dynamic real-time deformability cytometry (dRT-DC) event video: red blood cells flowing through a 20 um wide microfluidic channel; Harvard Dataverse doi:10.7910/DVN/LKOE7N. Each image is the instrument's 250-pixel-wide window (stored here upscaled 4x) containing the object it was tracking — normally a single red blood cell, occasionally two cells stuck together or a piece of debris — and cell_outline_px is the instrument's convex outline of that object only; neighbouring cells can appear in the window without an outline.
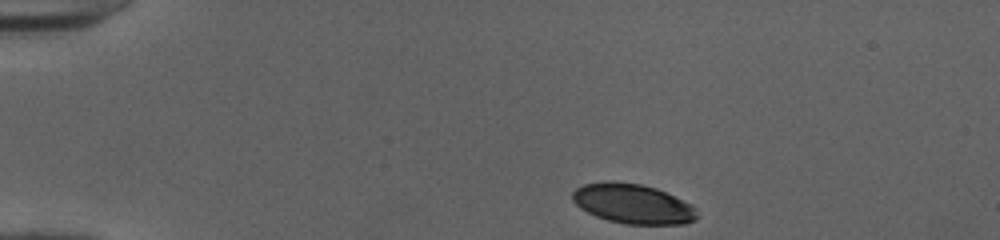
{"species": "human", "species_latin": "Homo sapiens", "temperature_condition": "cold", "stored_images_in_passage": 37, "camera_frame_rate_fps": 3000, "um_per_image_px": 0.085, "donor": {"sex": "female"}, "frame": {"image": 1, "passage_image": 1, "time_ms": 0.0, "image_size_px": [1000, 240], "cell_outline_px": [[700, 216], [696, 220], [684, 224], [624, 224], [608, 220], [596, 216], [580, 208], [572, 200], [572, 192], [576, 188], [584, 184], [608, 180], [612, 180], [640, 184], [656, 188], [692, 204], [696, 208]], "centroid_in_image_um": [53.81, 17.32], "position_along_channel_um": 31.2, "area_um2": 29.13}}
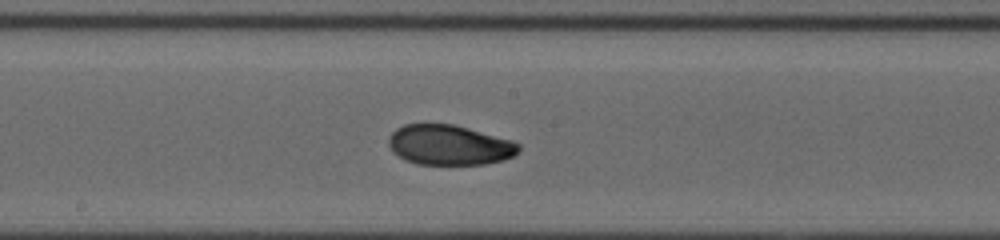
{"frame": {"image": 2, "passage_image": 20, "time_ms": 6.333, "image_size_px": [1000, 240], "cell_outline_px": [[520, 152], [516, 156], [504, 160], [484, 164], [420, 164], [408, 160], [392, 152], [388, 144], [388, 136], [396, 128], [404, 124], [452, 124], [468, 128], [512, 140], [520, 144]], "centroid_in_image_um": [38.22, 12.32], "position_along_channel_um": 210.0, "area_um2": 30.46}}
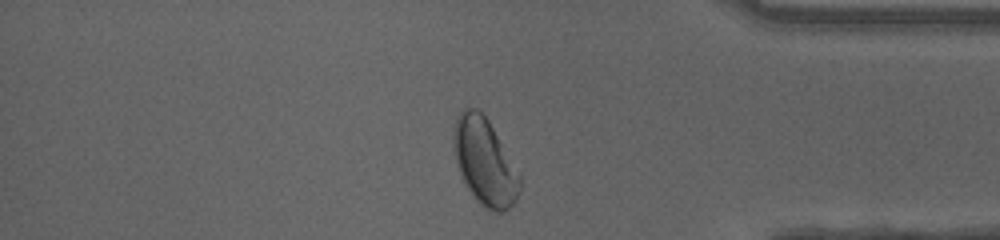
{"frame": {"image": 3, "passage_image": 35, "time_ms": 11.333, "image_size_px": [1000, 240], "cell_outline_px": [[520, 188], [516, 200], [504, 212], [496, 212], [484, 208], [476, 200], [468, 188], [456, 164], [452, 144], [452, 136], [456, 116], [464, 108], [476, 108], [488, 120], [520, 176]], "centroid_in_image_um": [41.16, 13.75], "position_along_channel_um": 394.0, "area_um2": 33.06}, "authors_computed_cell_mechanics": {"area_um2": 30.5762, "velocity_mm_per_s": 4.0146, "shape_relaxation_time_tau1_ms": 4.5431, "shape_relaxation_time_tau2_ms": 1.8104, "deformation_change_tau1": 0.1476, "deformation_change_tau2": 0.0544}}